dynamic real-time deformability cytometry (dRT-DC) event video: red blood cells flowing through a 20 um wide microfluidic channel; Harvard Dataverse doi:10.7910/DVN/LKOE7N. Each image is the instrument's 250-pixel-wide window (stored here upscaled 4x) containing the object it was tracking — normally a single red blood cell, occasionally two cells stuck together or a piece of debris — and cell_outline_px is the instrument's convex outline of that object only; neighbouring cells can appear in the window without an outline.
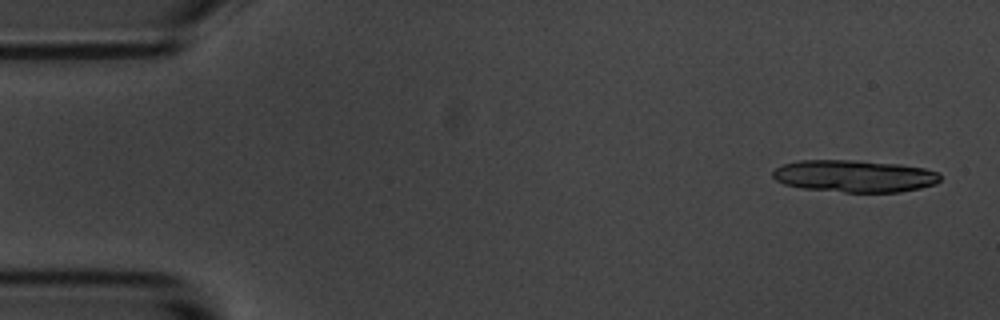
{"species": "common noctule bat (a hibernating species)", "species_latin": "Nyctalus noctula", "temperature_condition": "room temperature", "stored_images_in_passage": 5, "camera_frame_rate_fps": 3000, "um_per_image_px": 0.085, "animal": {"sex": "male", "body_mass_g": 20.1, "forearm_length_mm": 53.5}, "frame": {"image": 1, "passage_image": 1, "time_ms": 0.0, "image_size_px": [1000, 320], "cell_outline_px": [[940, 180], [936, 184], [920, 188], [900, 192], [844, 192], [804, 188], [784, 184], [776, 180], [772, 176], [772, 172], [776, 168], [784, 164], [796, 160], [856, 160], [896, 164], [924, 168], [940, 172]], "centroid_in_image_um": [72.64, 14.96], "position_along_channel_um": 12.4, "area_um2": 31.39}}